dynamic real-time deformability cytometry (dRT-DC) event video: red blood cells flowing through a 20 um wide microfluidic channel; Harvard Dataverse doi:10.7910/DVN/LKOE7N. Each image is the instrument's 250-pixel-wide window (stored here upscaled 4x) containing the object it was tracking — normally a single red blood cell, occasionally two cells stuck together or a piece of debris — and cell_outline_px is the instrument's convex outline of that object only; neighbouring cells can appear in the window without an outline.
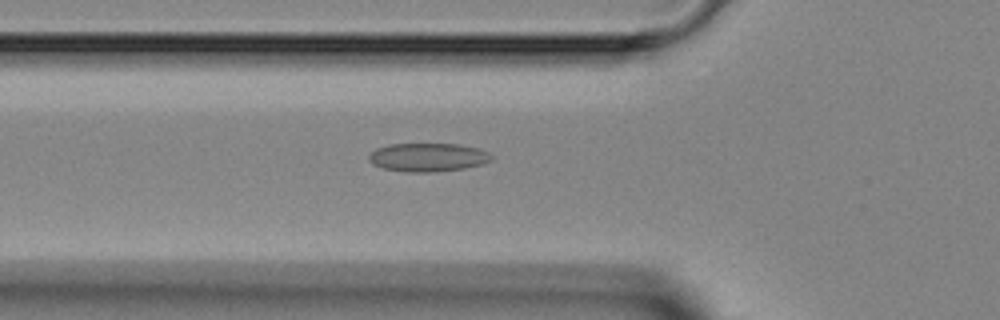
{"species": "Egyptian fruit bat (a non-hibernating species)", "species_latin": "Rousettus aegyptiacus", "temperature_condition": "room temperature", "stored_images_in_passage": 29, "camera_frame_rate_fps": 3000, "um_per_image_px": 0.085, "animal": {"sex": "female"}, "frame": {"image": 1, "passage_image": 15, "time_ms": 4.667, "image_size_px": [1000, 320], "cell_outline_px": [[492, 160], [484, 164], [464, 168], [428, 172], [408, 172], [384, 168], [372, 164], [368, 160], [368, 156], [376, 148], [388, 144], [460, 144], [476, 148], [488, 152], [492, 156]], "centroid_in_image_um": [36.36, 13.36], "position_along_channel_um": 89.4, "area_um2": 20.29}}
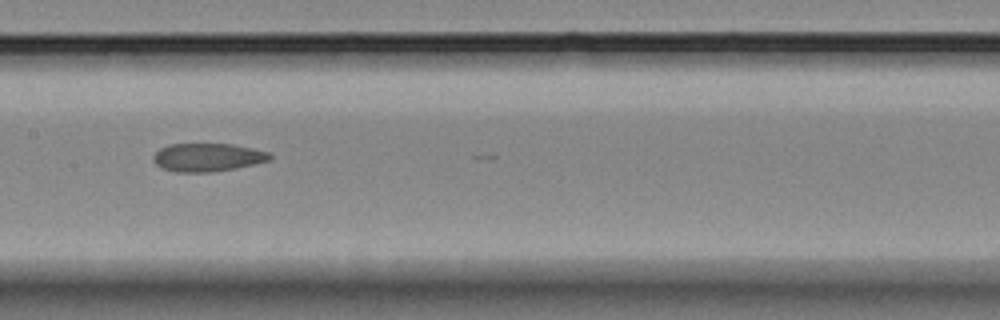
{"frame": {"image": 2, "passage_image": 22, "time_ms": 7.0, "image_size_px": [1000, 320], "cell_outline_px": [[272, 156], [268, 160], [236, 168], [212, 172], [176, 172], [160, 168], [152, 160], [152, 156], [160, 148], [168, 144], [232, 144], [252, 148], [268, 152]], "centroid_in_image_um": [17.58, 13.37], "position_along_channel_um": 189.8, "area_um2": 19.13}}
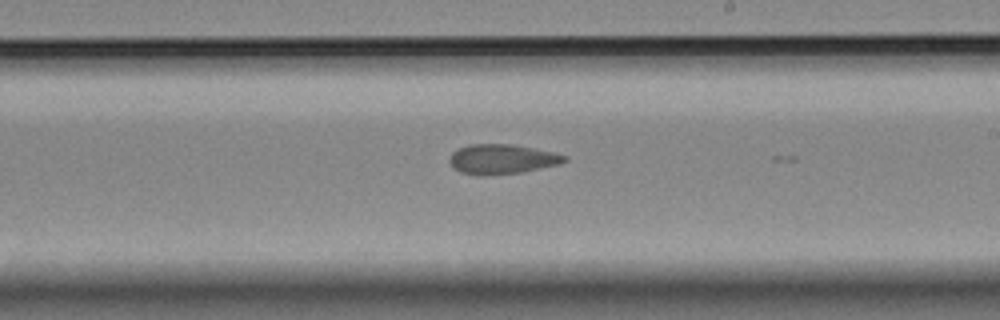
{"frame": {"image": 3, "passage_image": 26, "time_ms": 8.333, "image_size_px": [1000, 320], "cell_outline_px": [[568, 160], [560, 164], [524, 172], [488, 176], [476, 176], [460, 172], [452, 168], [448, 160], [452, 152], [468, 144], [512, 144], [552, 152], [568, 156]], "centroid_in_image_um": [42.64, 13.55], "position_along_channel_um": 246.4, "area_um2": 20.29}}